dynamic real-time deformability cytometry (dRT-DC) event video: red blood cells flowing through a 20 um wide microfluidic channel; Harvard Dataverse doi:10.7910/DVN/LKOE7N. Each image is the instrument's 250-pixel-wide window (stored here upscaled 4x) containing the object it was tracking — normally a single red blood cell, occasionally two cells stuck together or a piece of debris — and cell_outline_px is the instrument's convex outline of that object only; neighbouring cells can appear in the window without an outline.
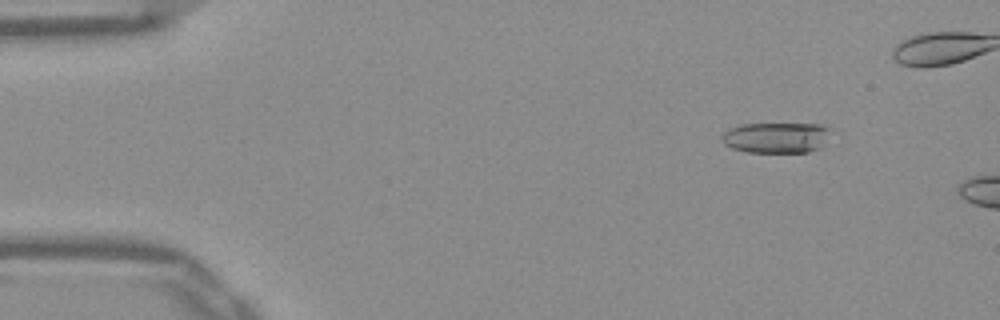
{"species": "Egyptian fruit bat (a non-hibernating species)", "species_latin": "Rousettus aegyptiacus", "temperature_condition": "warm", "stored_images_in_passage": 9, "camera_frame_rate_fps": 3000, "um_per_image_px": 0.085, "frame": {"image": 1, "passage_image": 6, "time_ms": 1.667, "image_size_px": [1000, 320], "cell_outline_px": [[828, 128], [820, 148], [808, 152], [748, 152], [732, 148], [724, 144], [720, 140], [720, 136], [728, 128], [740, 124], [820, 124]], "centroid_in_image_um": [65.86, 11.69], "position_along_channel_um": 19.1, "area_um2": 19.25}}